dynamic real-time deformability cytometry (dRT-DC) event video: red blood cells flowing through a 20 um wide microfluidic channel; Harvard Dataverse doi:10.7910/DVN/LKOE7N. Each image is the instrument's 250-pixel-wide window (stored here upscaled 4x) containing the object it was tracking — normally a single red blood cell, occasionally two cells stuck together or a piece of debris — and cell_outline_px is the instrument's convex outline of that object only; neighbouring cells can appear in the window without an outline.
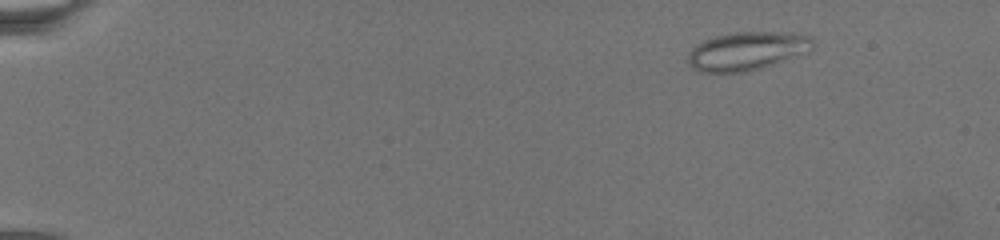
{"species": "common noctule bat (a hibernating species)", "species_latin": "Nyctalus noctula", "temperature_condition": "warm", "stored_images_in_passage": 18, "camera_frame_rate_fps": 3000, "um_per_image_px": 0.085, "animal": {"sex": "female", "body_mass_g": 19.5, "forearm_length_mm": 54.1}, "frame": {"image": 1, "passage_image": 2, "time_ms": 0.333, "image_size_px": [1000, 240], "cell_outline_px": [[812, 48], [808, 52], [760, 68], [744, 72], [700, 72], [692, 68], [688, 64], [688, 52], [692, 48], [704, 40], [716, 36], [736, 32], [792, 32], [812, 36]], "centroid_in_image_um": [63.48, 4.33], "position_along_channel_um": 21.5, "area_um2": 27.86}}
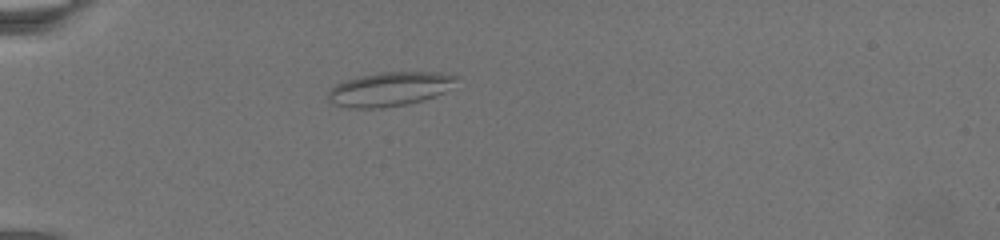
{"frame": {"image": 2, "passage_image": 16, "time_ms": 5.0, "image_size_px": [1000, 240], "cell_outline_px": [[460, 76], [444, 92], [424, 100], [408, 104], [384, 108], [348, 108], [332, 104], [328, 100], [328, 92], [336, 84], [344, 80], [360, 76], [384, 72], [440, 72]], "centroid_in_image_um": [33.1, 7.58], "position_along_channel_um": 51.9, "area_um2": 25.55}}